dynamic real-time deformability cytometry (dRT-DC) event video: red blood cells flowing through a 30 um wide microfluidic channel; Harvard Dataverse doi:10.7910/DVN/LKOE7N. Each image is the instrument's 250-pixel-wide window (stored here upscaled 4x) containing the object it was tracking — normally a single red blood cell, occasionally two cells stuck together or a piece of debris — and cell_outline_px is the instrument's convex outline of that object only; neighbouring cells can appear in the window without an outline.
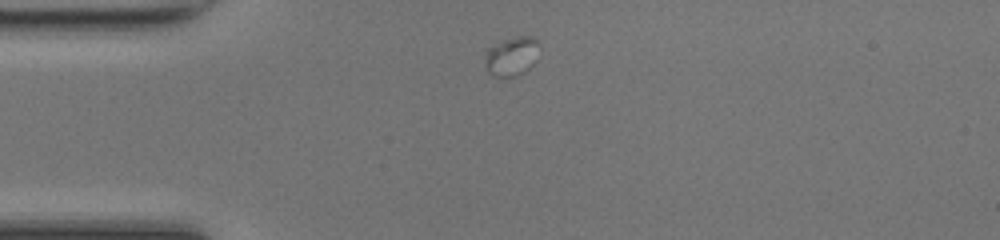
{"species": "common noctule bat (a hibernating species)", "species_latin": "Nyctalus noctula", "temperature_condition": "room temperature", "stored_images_in_passage": 22, "camera_frame_rate_fps": 3000, "um_per_image_px": 0.085, "animal": {"sex": "female", "body_mass_g": 17.0, "forearm_length_mm": 48.0}, "frame": {"image": 1, "passage_image": 1, "time_ms": 0.0, "image_size_px": [1000, 240], "cell_outline_px": [[540, 48], [536, 60], [524, 72], [516, 76], [492, 76], [488, 72], [484, 60], [484, 48], [504, 40], [516, 36], [536, 36], [540, 44]], "centroid_in_image_um": [43.49, 4.75], "position_along_channel_um": 41.5, "area_um2": 12.77}}